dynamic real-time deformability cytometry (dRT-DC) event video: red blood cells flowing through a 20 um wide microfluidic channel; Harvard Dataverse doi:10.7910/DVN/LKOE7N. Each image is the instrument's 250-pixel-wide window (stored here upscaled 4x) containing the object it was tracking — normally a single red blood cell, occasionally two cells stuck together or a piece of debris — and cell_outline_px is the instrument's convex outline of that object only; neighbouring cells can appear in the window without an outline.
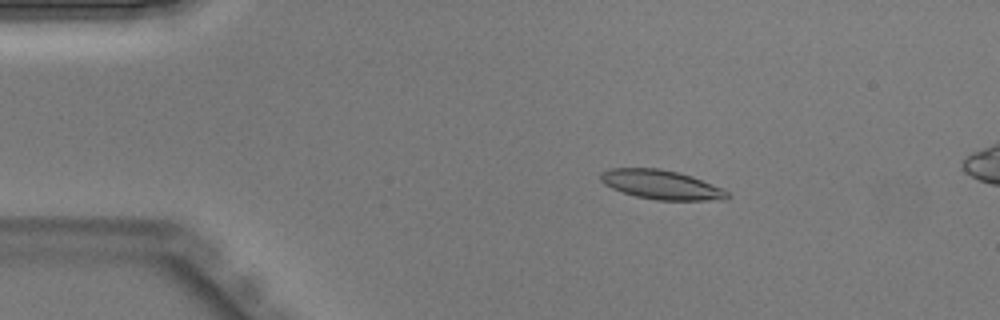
{"species": "Egyptian fruit bat (a non-hibernating species)", "species_latin": "Rousettus aegyptiacus", "temperature_condition": "warm", "stored_images_in_passage": 13, "camera_frame_rate_fps": 3000, "um_per_image_px": 0.085, "animal": {"sex": "male"}, "frame": {"image": 1, "passage_image": 8, "time_ms": 2.333, "image_size_px": [1000, 320], "cell_outline_px": [[732, 196], [728, 200], [656, 200], [636, 196], [612, 188], [604, 184], [600, 180], [600, 172], [612, 168], [660, 168], [692, 176], [724, 188]], "centroid_in_image_um": [56.26, 15.7], "position_along_channel_um": 28.7, "area_um2": 21.73}}